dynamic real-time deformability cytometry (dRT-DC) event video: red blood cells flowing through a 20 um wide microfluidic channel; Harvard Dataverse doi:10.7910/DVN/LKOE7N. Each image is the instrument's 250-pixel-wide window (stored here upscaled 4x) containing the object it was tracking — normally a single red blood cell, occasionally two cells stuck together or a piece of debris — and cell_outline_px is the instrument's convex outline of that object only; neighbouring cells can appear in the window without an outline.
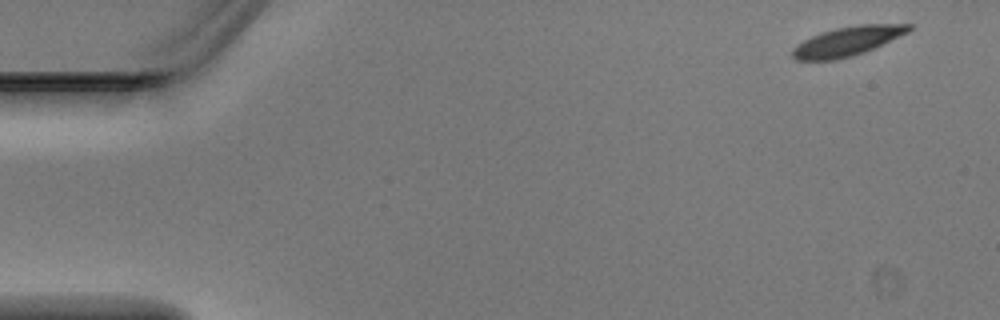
{"species": "Egyptian fruit bat (a non-hibernating species)", "species_latin": "Rousettus aegyptiacus", "temperature_condition": "warm", "stored_images_in_passage": 4, "camera_frame_rate_fps": 3000, "um_per_image_px": 0.085, "animal": {"sex": "male"}, "frame": {"image": 1, "passage_image": 1, "time_ms": 0.0, "image_size_px": [1000, 320], "cell_outline_px": [[912, 28], [908, 32], [864, 52], [852, 56], [836, 60], [796, 60], [792, 56], [792, 48], [796, 44], [820, 32], [836, 28], [856, 24], [912, 24]], "centroid_in_image_um": [71.99, 3.5], "position_along_channel_um": 13.0, "area_um2": 19.77}}
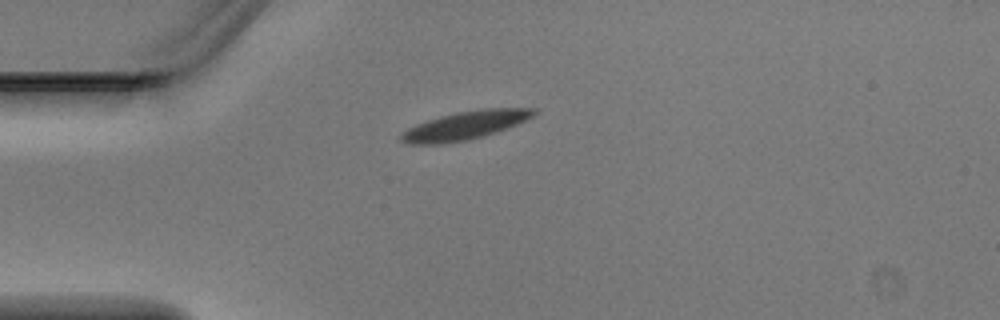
{"frame": {"image": 2, "passage_image": 4, "time_ms": 1.0, "image_size_px": [1000, 320], "cell_outline_px": [[540, 108], [532, 116], [516, 124], [496, 132], [484, 136], [468, 140], [440, 144], [408, 144], [400, 140], [400, 132], [416, 124], [440, 116], [456, 112], [480, 108]], "centroid_in_image_um": [39.5, 10.66], "position_along_channel_um": 45.5, "area_um2": 21.96}}